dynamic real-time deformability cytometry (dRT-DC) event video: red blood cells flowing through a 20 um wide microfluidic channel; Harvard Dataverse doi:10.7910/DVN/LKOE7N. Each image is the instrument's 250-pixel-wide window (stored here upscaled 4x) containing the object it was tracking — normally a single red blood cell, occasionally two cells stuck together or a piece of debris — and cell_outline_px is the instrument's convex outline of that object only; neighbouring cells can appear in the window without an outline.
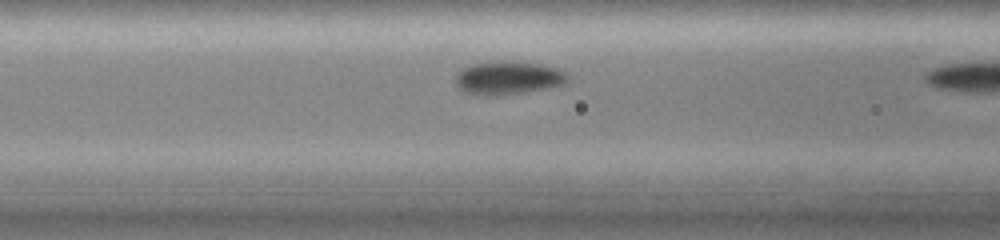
{"species": "common noctule bat (a hibernating species)", "species_latin": "Nyctalus noctula", "temperature_condition": "cold", "stored_images_in_passage": 9, "camera_frame_rate_fps": 3000, "um_per_image_px": 0.085, "animal": {"sex": "female", "body_mass_g": 19.0, "forearm_length_mm": 51.5}, "frame": {"image": 1, "passage_image": 8, "time_ms": 2.333, "image_size_px": [1000, 240], "cell_outline_px": [[568, 80], [564, 84], [524, 92], [488, 96], [484, 96], [464, 92], [456, 84], [456, 72], [460, 68], [472, 64], [496, 60], [500, 60], [540, 64], [560, 68], [568, 72]], "centroid_in_image_um": [43.18, 6.6], "position_along_channel_um": 123.4, "area_um2": 21.96}}